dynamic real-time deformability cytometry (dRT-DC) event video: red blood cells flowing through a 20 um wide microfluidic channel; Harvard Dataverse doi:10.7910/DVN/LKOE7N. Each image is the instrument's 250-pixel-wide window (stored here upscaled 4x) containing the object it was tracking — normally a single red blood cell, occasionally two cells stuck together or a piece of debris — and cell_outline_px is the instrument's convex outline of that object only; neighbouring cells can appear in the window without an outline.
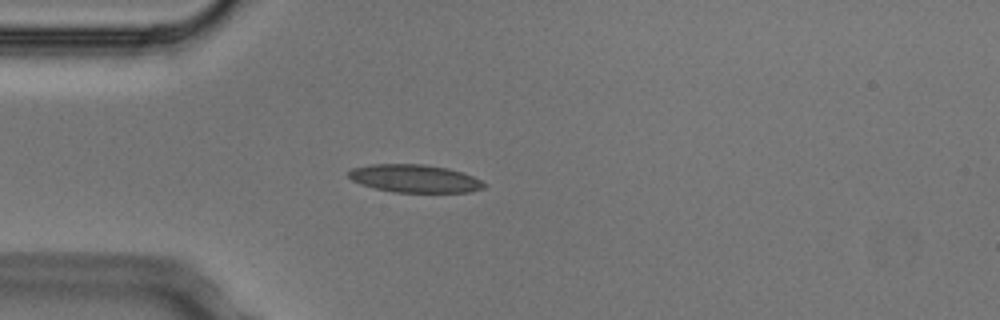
{"species": "Egyptian fruit bat (a non-hibernating species)", "species_latin": "Rousettus aegyptiacus", "temperature_condition": "cold", "stored_images_in_passage": 3, "camera_frame_rate_fps": 3000, "um_per_image_px": 0.085, "animal": {"sex": "male"}, "frame": {"image": 1, "passage_image": 3, "time_ms": 0.667, "image_size_px": [1000, 320], "cell_outline_px": [[488, 184], [484, 188], [468, 192], [392, 192], [360, 184], [352, 180], [348, 176], [348, 172], [352, 168], [372, 164], [424, 164], [448, 168], [464, 172]], "centroid_in_image_um": [35.26, 15.17], "position_along_channel_um": 49.7, "area_um2": 22.08}}